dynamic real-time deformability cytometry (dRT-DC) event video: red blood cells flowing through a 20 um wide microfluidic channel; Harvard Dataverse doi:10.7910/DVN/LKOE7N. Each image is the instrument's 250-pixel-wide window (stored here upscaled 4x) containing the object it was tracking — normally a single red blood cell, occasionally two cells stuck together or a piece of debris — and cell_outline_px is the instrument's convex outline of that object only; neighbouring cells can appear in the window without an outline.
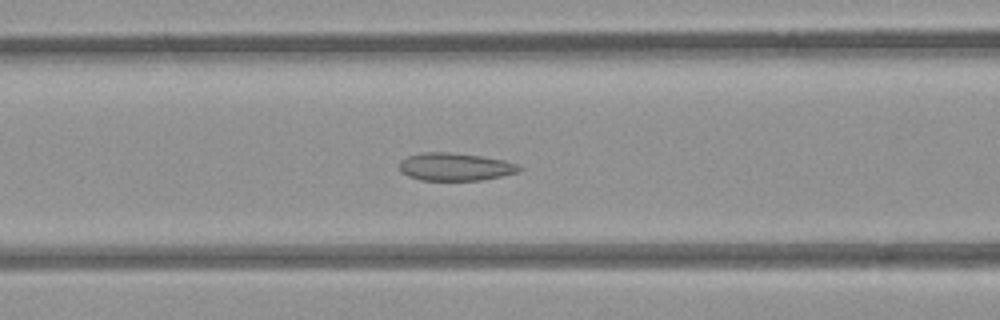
{"species": "common noctule bat (a hibernating species)", "species_latin": "Nyctalus noctula", "temperature_condition": "room temperature", "stored_images_in_passage": 52, "camera_frame_rate_fps": 3000, "um_per_image_px": 0.085, "animal": {"sex": "female", "body_mass_g": 21.9}, "frame": {"image": 1, "passage_image": 21, "time_ms": 6.667, "image_size_px": [1000, 320], "cell_outline_px": [[524, 168], [520, 172], [480, 180], [420, 180], [408, 176], [400, 172], [400, 160], [408, 156], [424, 152], [448, 152], [480, 156], [504, 160], [516, 164]], "centroid_in_image_um": [38.68, 14.18], "position_along_channel_um": 127.9, "area_um2": 19.36}}
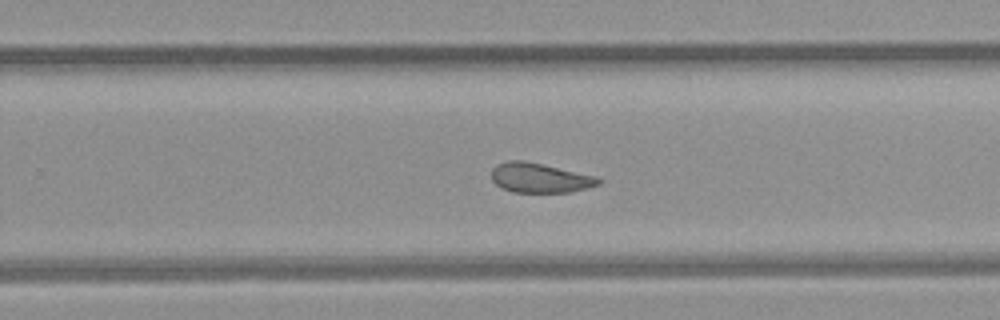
{"frame": {"image": 2, "passage_image": 33, "time_ms": 10.667, "image_size_px": [1000, 320], "cell_outline_px": [[604, 180], [600, 184], [588, 188], [572, 192], [512, 192], [500, 188], [492, 180], [492, 168], [496, 164], [508, 160], [524, 160], [596, 176]], "centroid_in_image_um": [45.89, 15.12], "position_along_channel_um": 283.9, "area_um2": 18.67}}
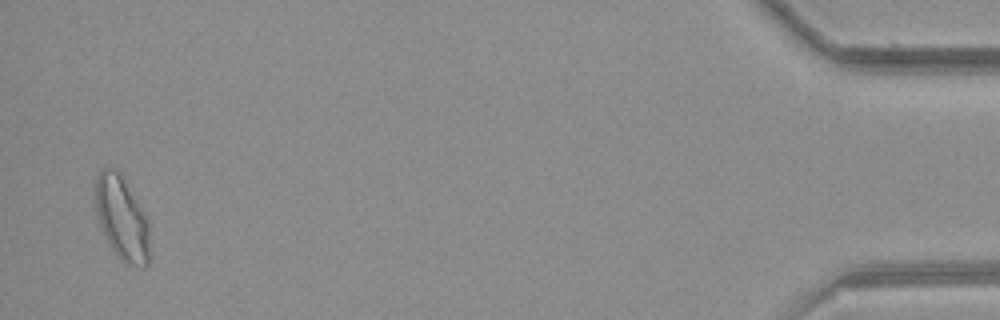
{"frame": {"image": 3, "passage_image": 51, "time_ms": 16.667, "image_size_px": [1000, 320], "cell_outline_px": [[148, 264], [144, 268], [124, 264], [120, 260], [112, 248], [100, 224], [96, 208], [96, 176], [104, 168], [116, 168], [148, 220]], "centroid_in_image_um": [10.36, 18.6], "position_along_channel_um": 424.8, "area_um2": 25.72}, "authors_computed_cell_mechanics": {"area_um2": 20.8658, "velocity_mm_per_s": 3.9132, "shape_relaxation_time_tau1_ms": null, "shape_relaxation_time_tau2_ms": 1.8863, "deformation_change_tau1": null, "deformation_change_tau2": 0.082}}